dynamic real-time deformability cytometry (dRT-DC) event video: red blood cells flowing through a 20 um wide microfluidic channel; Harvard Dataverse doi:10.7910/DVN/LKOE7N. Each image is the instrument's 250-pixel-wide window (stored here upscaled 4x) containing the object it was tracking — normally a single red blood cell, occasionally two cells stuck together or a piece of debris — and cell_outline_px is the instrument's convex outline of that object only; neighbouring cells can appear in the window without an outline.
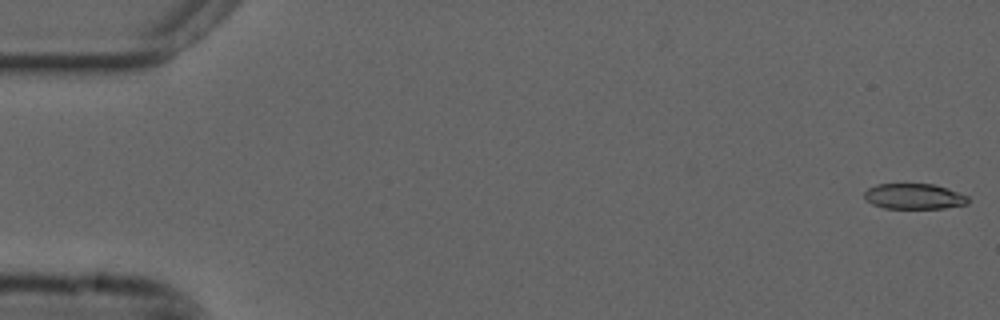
{"species": "common noctule bat (a hibernating species)", "species_latin": "Nyctalus noctula", "temperature_condition": "cold", "stored_images_in_passage": 55, "camera_frame_rate_fps": 3000, "um_per_image_px": 0.085, "animal": {"sex": "male", "forearm_length_mm": 52.5}, "frame": {"image": 1, "passage_image": 1, "time_ms": 0.0, "image_size_px": [1000, 320], "cell_outline_px": [[968, 204], [944, 208], [884, 208], [872, 204], [864, 196], [864, 192], [868, 188], [876, 184], [932, 184], [948, 188], [968, 196]], "centroid_in_image_um": [77.7, 16.69], "position_along_channel_um": 7.3, "area_um2": 15.37}}
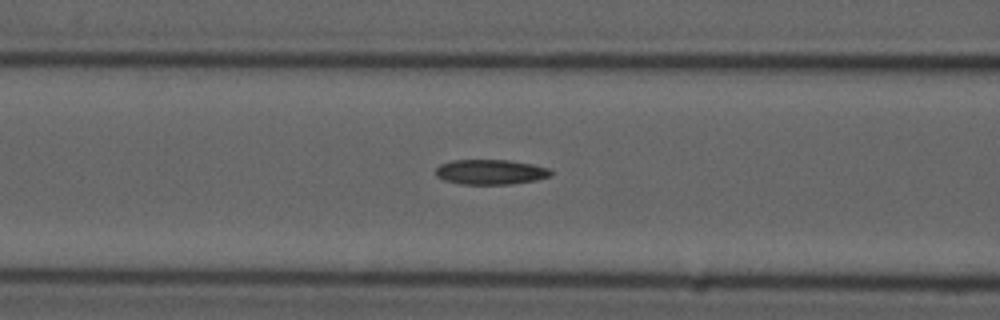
{"frame": {"image": 2, "passage_image": 22, "time_ms": 7.0, "image_size_px": [1000, 320], "cell_outline_px": [[552, 176], [536, 180], [512, 184], [460, 184], [444, 180], [436, 176], [436, 168], [440, 164], [452, 160], [508, 160], [532, 164], [548, 168], [552, 172]], "centroid_in_image_um": [41.69, 14.62], "position_along_channel_um": 124.9, "area_um2": 16.82}}
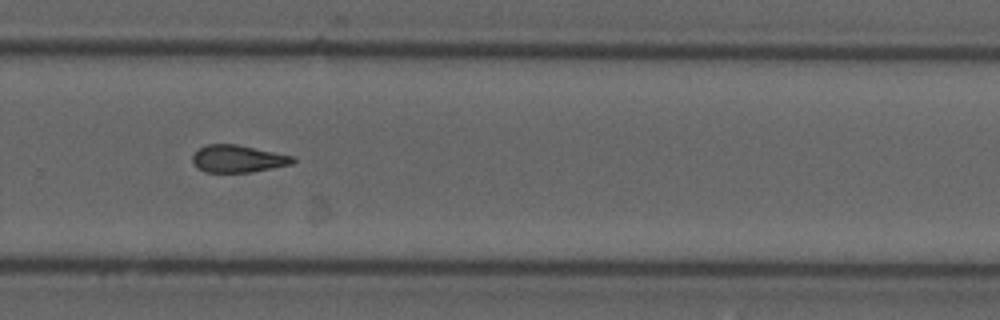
{"frame": {"image": 3, "passage_image": 37, "time_ms": 12.0, "image_size_px": [1000, 320], "cell_outline_px": [[296, 160], [292, 164], [272, 168], [248, 172], [204, 172], [196, 168], [192, 160], [192, 156], [200, 148], [208, 144], [236, 144], [292, 156]], "centroid_in_image_um": [20.19, 13.5], "position_along_channel_um": 309.6, "area_um2": 15.78}, "authors_computed_cell_mechanics": {"area_um2": 16.5308, "velocity_mm_per_s": 3.7017, "shape_relaxation_time_tau1_ms": null, "shape_relaxation_time_tau2_ms": 9.2686, "deformation_change_tau1": null, "deformation_change_tau2": 0.2034}}